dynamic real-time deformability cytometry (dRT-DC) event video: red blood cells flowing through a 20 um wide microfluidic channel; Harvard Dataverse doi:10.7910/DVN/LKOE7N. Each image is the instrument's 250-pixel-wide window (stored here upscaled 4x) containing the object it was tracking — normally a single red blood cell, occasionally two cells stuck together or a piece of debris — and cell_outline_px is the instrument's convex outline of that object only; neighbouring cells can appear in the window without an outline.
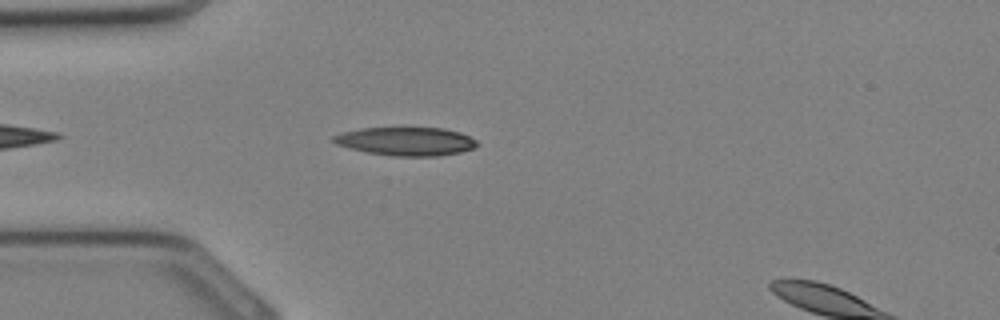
{"species": "Egyptian fruit bat (a non-hibernating species)", "species_latin": "Rousettus aegyptiacus", "temperature_condition": "cold", "stored_images_in_passage": 12, "camera_frame_rate_fps": 3000, "um_per_image_px": 0.085, "animal": {"sex": "female"}, "frame": {"image": 1, "passage_image": 3, "time_ms": 0.667, "image_size_px": [1000, 320], "cell_outline_px": [[476, 148], [460, 152], [436, 156], [392, 156], [368, 152], [336, 144], [332, 140], [332, 136], [344, 132], [360, 128], [408, 124], [444, 128], [460, 132], [476, 140]], "centroid_in_image_um": [34.52, 11.95], "position_along_channel_um": 50.5, "area_um2": 24.8}}
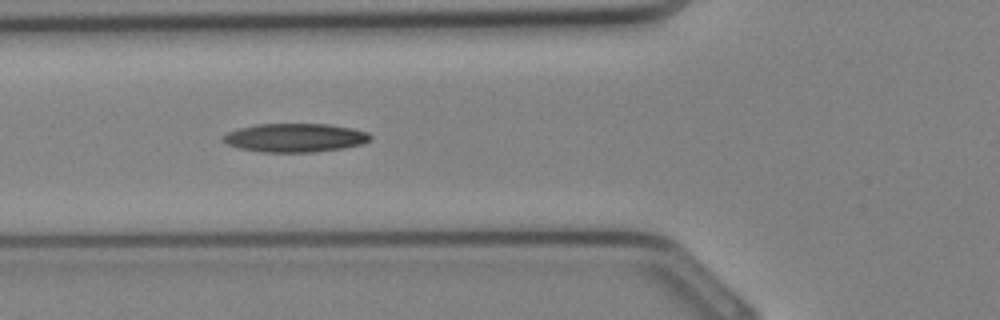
{"frame": {"image": 2, "passage_image": 6, "time_ms": 1.667, "image_size_px": [1000, 320], "cell_outline_px": [[372, 136], [368, 140], [360, 144], [340, 148], [312, 152], [264, 152], [240, 148], [228, 144], [224, 140], [224, 136], [228, 132], [240, 128], [256, 124], [328, 124], [352, 128], [368, 132]], "centroid_in_image_um": [25.09, 11.7], "position_along_channel_um": 100.7, "area_um2": 24.16}}